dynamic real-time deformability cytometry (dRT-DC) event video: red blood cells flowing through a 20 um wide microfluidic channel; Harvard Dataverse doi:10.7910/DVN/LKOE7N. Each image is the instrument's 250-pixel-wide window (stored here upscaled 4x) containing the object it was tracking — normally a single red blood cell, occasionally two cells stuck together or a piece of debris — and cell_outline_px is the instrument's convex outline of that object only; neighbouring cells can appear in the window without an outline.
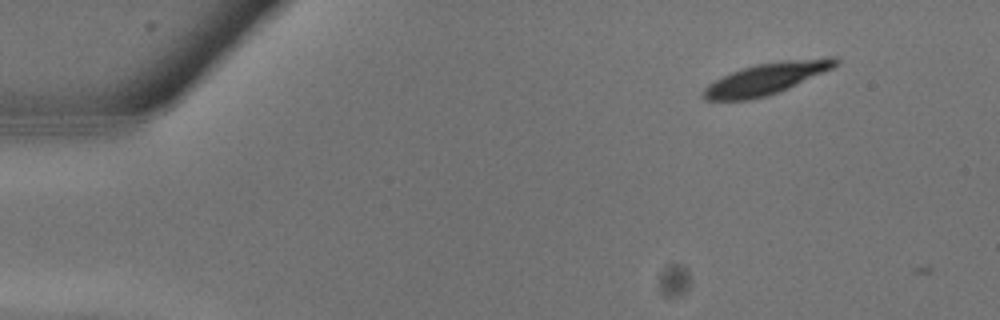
{"species": "common noctule bat (a hibernating species)", "species_latin": "Nyctalus noctula", "temperature_condition": "warm", "stored_images_in_passage": 2, "camera_frame_rate_fps": 3000, "um_per_image_px": 0.085, "animal": {"sex": "male", "body_mass_g": 13.3}, "frame": {"image": 1, "passage_image": 1, "time_ms": 0.0, "image_size_px": [1000, 320], "cell_outline_px": [[840, 60], [832, 68], [788, 88], [768, 96], [748, 100], [704, 100], [700, 96], [700, 92], [708, 84], [732, 72], [756, 64], [780, 60], [828, 56], [836, 56]], "centroid_in_image_um": [65.14, 6.67], "position_along_channel_um": 19.9, "area_um2": 24.39}}